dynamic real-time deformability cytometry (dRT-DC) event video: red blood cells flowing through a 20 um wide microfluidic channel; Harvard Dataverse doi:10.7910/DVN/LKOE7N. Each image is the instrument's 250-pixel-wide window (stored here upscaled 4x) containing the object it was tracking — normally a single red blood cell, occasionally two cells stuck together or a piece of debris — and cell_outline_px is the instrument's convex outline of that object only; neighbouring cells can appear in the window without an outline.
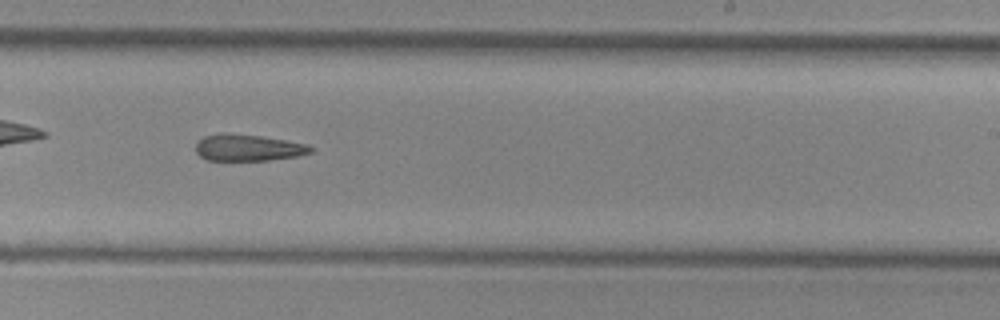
{"species": "common noctule bat (a hibernating species)", "species_latin": "Nyctalus noctula", "temperature_condition": "cold", "stored_images_in_passage": 39, "camera_frame_rate_fps": 3000, "um_per_image_px": 0.085, "animal": {"sex": "female", "body_mass_g": 29.2, "forearm_length_mm": 56.3}, "frame": {"image": 1, "passage_image": 17, "time_ms": 5.333, "image_size_px": [1000, 320], "cell_outline_px": [[312, 152], [296, 156], [268, 160], [208, 160], [200, 156], [196, 152], [196, 144], [204, 136], [224, 132], [260, 136], [308, 144], [312, 148]], "centroid_in_image_um": [21.06, 12.55], "position_along_channel_um": 267.9, "area_um2": 17.63}}